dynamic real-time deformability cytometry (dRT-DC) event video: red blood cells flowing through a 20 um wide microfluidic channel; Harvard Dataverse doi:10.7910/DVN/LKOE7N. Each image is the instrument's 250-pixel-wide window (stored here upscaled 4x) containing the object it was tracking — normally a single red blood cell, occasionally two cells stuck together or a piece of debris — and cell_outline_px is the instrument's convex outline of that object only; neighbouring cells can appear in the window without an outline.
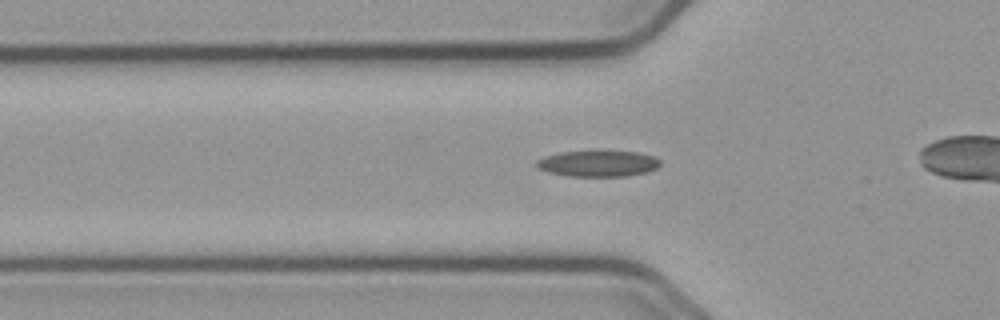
{"species": "common noctule bat (a hibernating species)", "species_latin": "Nyctalus noctula", "temperature_condition": "cold", "stored_images_in_passage": 40, "camera_frame_rate_fps": 3000, "um_per_image_px": 0.085, "animal": {"sex": "male", "body_mass_g": 23.1, "forearm_length_mm": 52.7}, "frame": {"image": 1, "passage_image": 14, "time_ms": 4.333, "image_size_px": [1000, 320], "cell_outline_px": [[660, 164], [656, 168], [648, 172], [628, 176], [568, 176], [548, 172], [536, 168], [536, 160], [544, 156], [560, 152], [592, 148], [596, 148], [636, 152], [652, 156], [660, 160]], "centroid_in_image_um": [50.79, 13.85], "position_along_channel_um": 75.0, "area_um2": 19.77}}
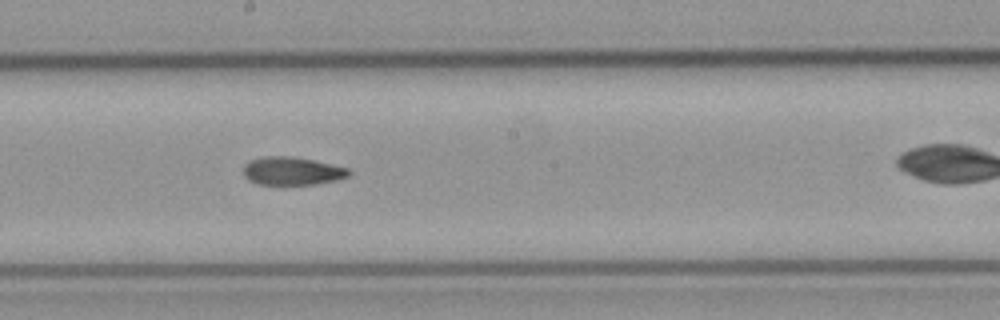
{"frame": {"image": 2, "passage_image": 26, "time_ms": 8.333, "image_size_px": [1000, 320], "cell_outline_px": [[352, 172], [348, 176], [336, 180], [316, 184], [260, 184], [248, 180], [244, 176], [244, 164], [248, 160], [264, 156], [288, 156], [312, 160], [348, 168]], "centroid_in_image_um": [24.8, 14.53], "position_along_channel_um": 223.4, "area_um2": 17.17}}
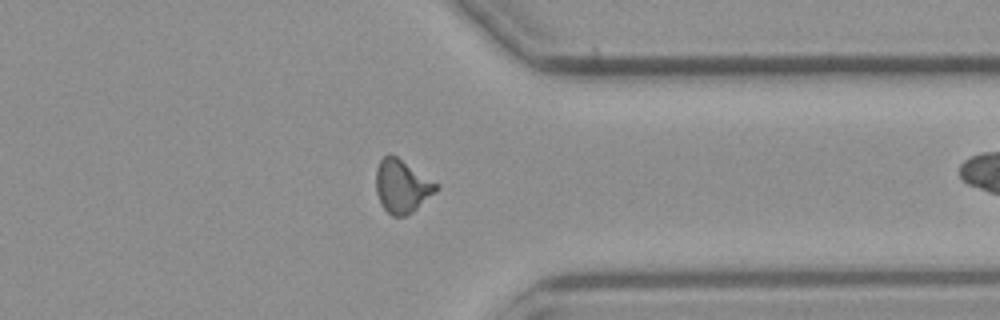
{"frame": {"image": 3, "passage_image": 39, "time_ms": 12.667, "image_size_px": [1000, 320], "cell_outline_px": [[436, 192], [416, 208], [404, 216], [392, 216], [380, 204], [376, 192], [376, 168], [380, 160], [388, 152], [396, 156], [436, 184]], "centroid_in_image_um": [34.1, 15.82], "position_along_channel_um": 377.3, "area_um2": 18.15}}